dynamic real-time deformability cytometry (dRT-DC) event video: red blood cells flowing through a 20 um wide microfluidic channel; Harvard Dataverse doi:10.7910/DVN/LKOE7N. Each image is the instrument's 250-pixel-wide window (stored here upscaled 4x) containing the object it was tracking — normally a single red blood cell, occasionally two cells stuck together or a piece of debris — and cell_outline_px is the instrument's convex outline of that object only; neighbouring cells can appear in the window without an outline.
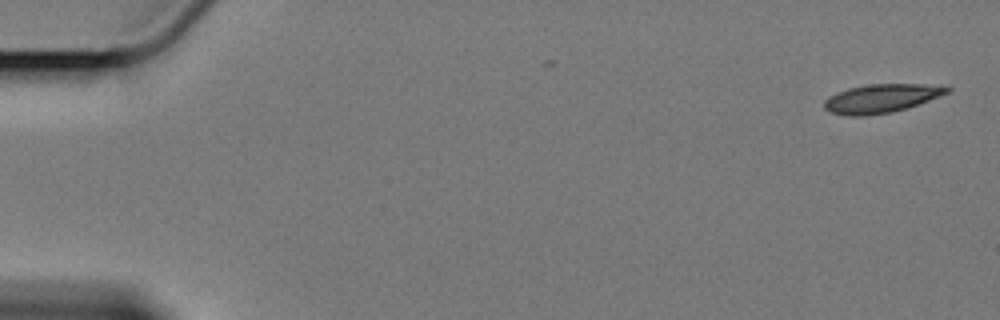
{"species": "Egyptian fruit bat (a non-hibernating species)", "species_latin": "Rousettus aegyptiacus", "temperature_condition": "cold", "stored_images_in_passage": 7, "camera_frame_rate_fps": 3000, "um_per_image_px": 0.085, "animal": {"sex": "female"}, "frame": {"image": 1, "passage_image": 1, "time_ms": 0.0, "image_size_px": [1000, 320], "cell_outline_px": [[952, 88], [948, 92], [940, 96], [908, 108], [892, 112], [864, 116], [848, 116], [832, 112], [824, 108], [824, 100], [828, 96], [848, 88], [872, 84], [948, 84]], "centroid_in_image_um": [74.97, 8.35], "position_along_channel_um": 10.0, "area_um2": 20.69}}